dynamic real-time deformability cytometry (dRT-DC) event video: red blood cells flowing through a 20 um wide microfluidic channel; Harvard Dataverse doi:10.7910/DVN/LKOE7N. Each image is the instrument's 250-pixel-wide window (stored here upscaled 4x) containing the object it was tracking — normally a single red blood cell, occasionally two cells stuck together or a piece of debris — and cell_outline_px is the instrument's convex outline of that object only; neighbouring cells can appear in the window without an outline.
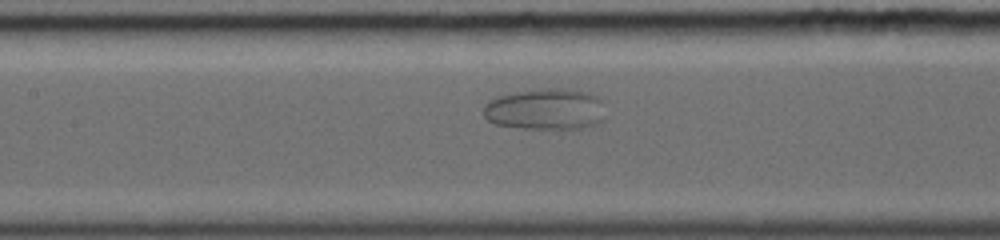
{"species": "common noctule bat (a hibernating species)", "species_latin": "Nyctalus noctula", "temperature_condition": "warm", "stored_images_in_passage": 69, "camera_frame_rate_fps": 5000, "um_per_image_px": 0.085, "animal": {"sex": "female", "body_mass_g": 19.0, "forearm_length_mm": 56.7}, "frame": {"image": 1, "passage_image": 25, "time_ms": 4.6, "image_size_px": [1000, 240], "cell_outline_px": [[604, 120], [580, 128], [524, 128], [496, 124], [488, 120], [484, 116], [484, 104], [488, 100], [496, 96], [516, 92], [544, 88], [564, 88], [588, 92], [596, 96], [600, 100], [604, 116]], "centroid_in_image_um": [46.33, 9.26], "position_along_channel_um": 161.1, "area_um2": 29.13}}
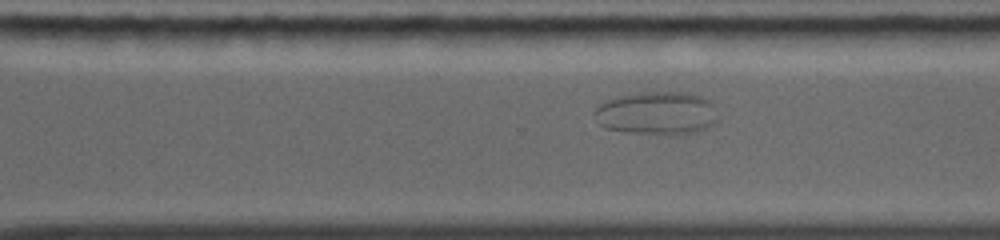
{"frame": {"image": 2, "passage_image": 45, "time_ms": 8.4, "image_size_px": [1000, 240], "cell_outline_px": [[716, 124], [700, 132], [632, 132], [604, 128], [600, 124], [592, 112], [600, 104], [608, 100], [620, 96], [640, 92], [688, 92], [700, 96], [708, 100], [716, 120]], "centroid_in_image_um": [55.8, 9.59], "position_along_channel_um": 314.8, "area_um2": 30.11}}
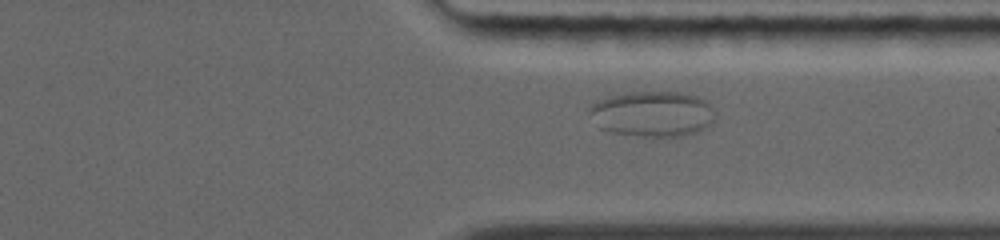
{"frame": {"image": 3, "passage_image": 51, "time_ms": 9.4, "image_size_px": [1000, 240], "cell_outline_px": [[716, 116], [704, 128], [688, 136], [640, 136], [612, 132], [600, 128], [588, 112], [592, 104], [596, 100], [624, 92], [680, 92], [696, 96], [708, 100], [716, 112]], "centroid_in_image_um": [55.48, 9.66], "position_along_channel_um": 355.9, "area_um2": 33.58}}